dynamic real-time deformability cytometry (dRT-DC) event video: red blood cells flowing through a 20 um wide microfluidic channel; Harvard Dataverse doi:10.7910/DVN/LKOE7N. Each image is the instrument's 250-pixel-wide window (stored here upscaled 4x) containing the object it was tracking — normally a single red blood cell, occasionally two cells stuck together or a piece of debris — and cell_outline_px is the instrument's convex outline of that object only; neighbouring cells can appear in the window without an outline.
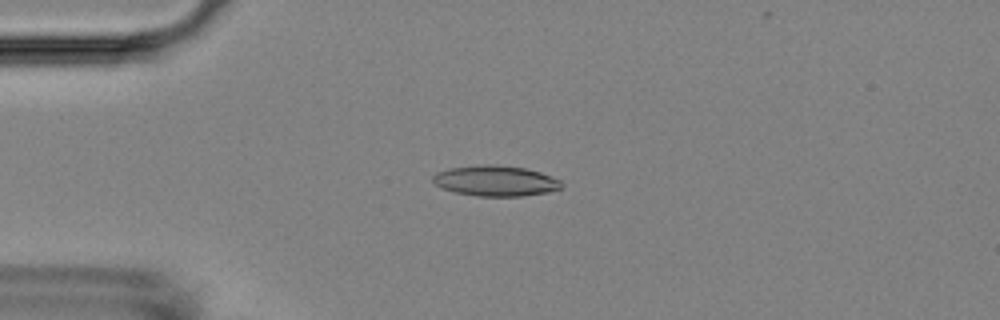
{"species": "Egyptian fruit bat (a non-hibernating species)", "species_latin": "Rousettus aegyptiacus", "temperature_condition": "room temperature", "stored_images_in_passage": 40, "camera_frame_rate_fps": 3000, "um_per_image_px": 0.085, "animal": {"sex": "female"}, "frame": {"image": 1, "passage_image": 14, "time_ms": 4.333, "image_size_px": [1000, 320], "cell_outline_px": [[564, 184], [560, 188], [548, 192], [524, 196], [476, 196], [452, 192], [436, 184], [432, 180], [432, 176], [436, 172], [448, 168], [484, 164], [496, 164], [524, 168], [540, 172], [560, 180]], "centroid_in_image_um": [42.11, 15.37], "position_along_channel_um": 42.9, "area_um2": 23.0}}
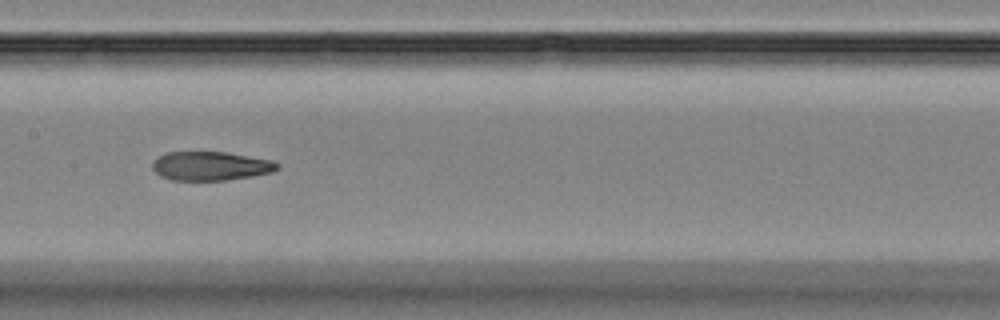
{"frame": {"image": 2, "passage_image": 28, "time_ms": 9.0, "image_size_px": [1000, 320], "cell_outline_px": [[280, 168], [272, 172], [252, 176], [228, 180], [172, 180], [160, 176], [152, 168], [152, 164], [156, 156], [168, 152], [224, 152], [272, 160], [280, 164]], "centroid_in_image_um": [17.9, 14.11], "position_along_channel_um": 189.5, "area_um2": 21.1}}
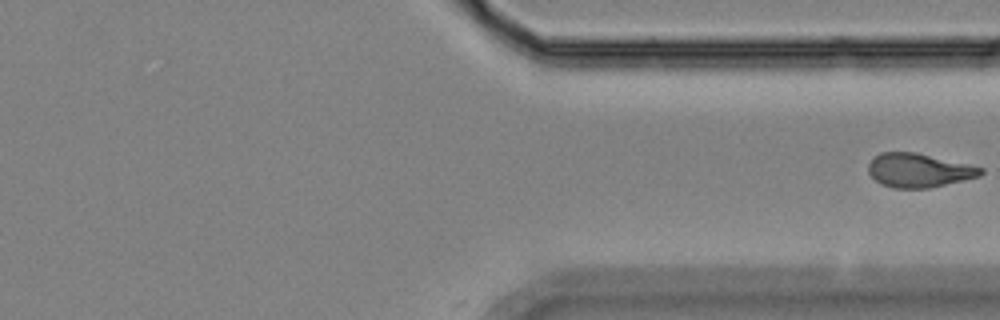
{"frame": {"image": 3, "passage_image": 40, "time_ms": 13.0, "image_size_px": [1000, 320], "cell_outline_px": [[984, 172], [980, 176], [964, 180], [928, 188], [892, 188], [880, 184], [868, 172], [868, 164], [880, 152], [916, 152], [968, 164], [984, 168]], "centroid_in_image_um": [78.1, 14.48], "position_along_channel_um": 333.3, "area_um2": 22.14}}